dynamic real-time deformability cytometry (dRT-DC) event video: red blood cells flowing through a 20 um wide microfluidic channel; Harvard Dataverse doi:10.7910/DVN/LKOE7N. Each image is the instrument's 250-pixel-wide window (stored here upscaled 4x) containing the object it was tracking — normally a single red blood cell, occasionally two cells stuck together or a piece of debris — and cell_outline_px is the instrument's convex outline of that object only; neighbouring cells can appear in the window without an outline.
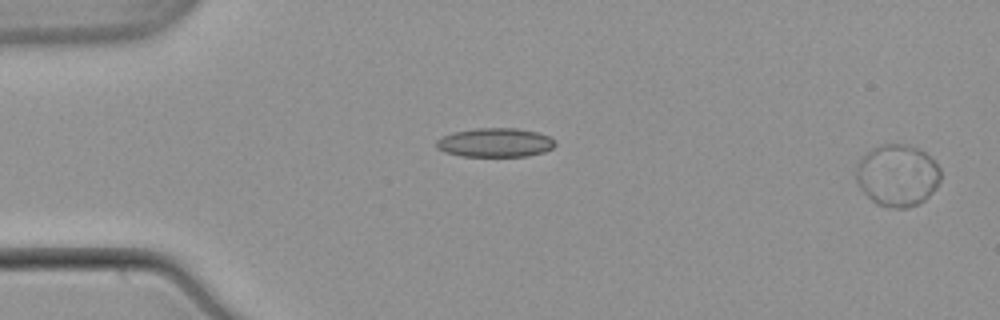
{"species": "common noctule bat (a hibernating species)", "species_latin": "Nyctalus noctula", "temperature_condition": "warm", "stored_images_in_passage": 53, "camera_frame_rate_fps": 3000, "um_per_image_px": 0.085, "animal": {"sex": "male", "body_mass_g": 21.5, "forearm_length_mm": 52.0}, "frame": {"image": 1, "passage_image": 1, "time_ms": 0.0, "image_size_px": [1000, 320], "cell_outline_px": [[940, 180], [936, 188], [924, 200], [908, 208], [896, 208], [876, 204], [860, 188], [856, 180], [856, 168], [860, 160], [872, 148], [884, 144], [900, 144], [916, 148], [924, 152], [940, 168]], "centroid_in_image_um": [76.27, 14.92], "position_along_channel_um": 8.7, "area_um2": 30.06}}
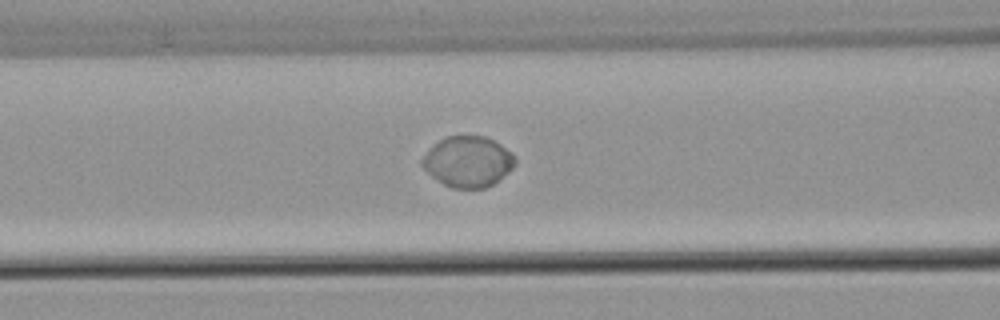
{"frame": {"image": 2, "passage_image": 22, "time_ms": 7.0, "image_size_px": [1000, 320], "cell_outline_px": [[516, 164], [508, 172], [492, 184], [484, 188], [452, 188], [444, 184], [432, 176], [420, 164], [420, 160], [432, 144], [444, 136], [484, 136], [500, 144], [512, 152], [516, 160]], "centroid_in_image_um": [39.75, 13.72], "position_along_channel_um": 126.9, "area_um2": 27.46}}
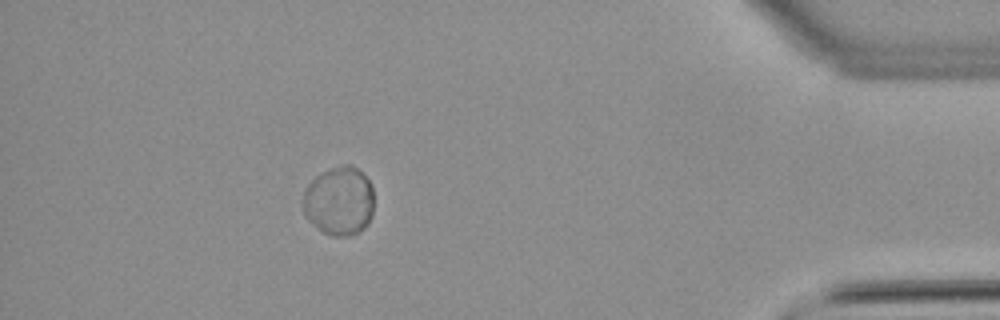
{"frame": {"image": 3, "passage_image": 48, "time_ms": 15.667, "image_size_px": [1000, 320], "cell_outline_px": [[372, 216], [368, 224], [360, 232], [348, 236], [332, 236], [316, 228], [304, 212], [304, 192], [308, 184], [320, 172], [328, 168], [340, 164], [352, 164], [372, 184]], "centroid_in_image_um": [28.84, 17.07], "position_along_channel_um": 406.4, "area_um2": 28.55}, "authors_computed_cell_mechanics": {"area_um2": 28.1486, "velocity_mm_per_s": 3.7803, "shape_relaxation_time_tau1_ms": 4.9094, "shape_relaxation_time_tau2_ms": null, "deformation_change_tau1": 0.0562, "deformation_change_tau2": null}}